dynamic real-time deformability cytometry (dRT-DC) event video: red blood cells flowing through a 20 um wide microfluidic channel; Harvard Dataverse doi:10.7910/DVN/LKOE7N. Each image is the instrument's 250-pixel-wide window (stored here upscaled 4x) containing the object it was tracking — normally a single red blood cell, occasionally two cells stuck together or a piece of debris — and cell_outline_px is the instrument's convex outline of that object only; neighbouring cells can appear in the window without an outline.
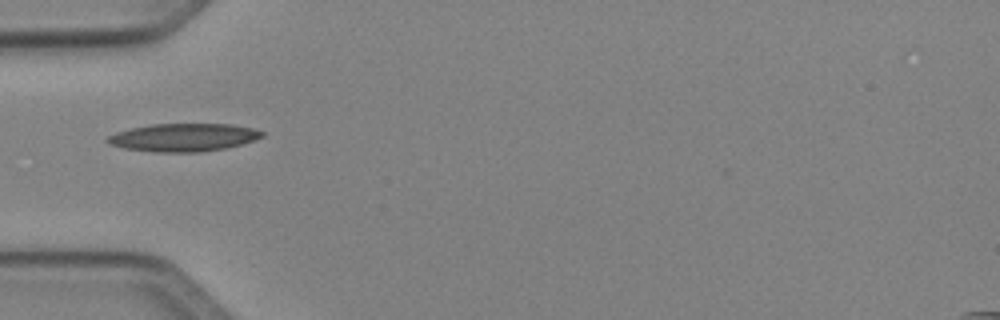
{"species": "Egyptian fruit bat (a non-hibernating species)", "species_latin": "Rousettus aegyptiacus", "temperature_condition": "cold", "stored_images_in_passage": 5, "camera_frame_rate_fps": 3000, "um_per_image_px": 0.085, "animal": {"sex": "female"}, "frame": {"image": 1, "passage_image": 4, "time_ms": 4.333, "image_size_px": [1000, 320], "cell_outline_px": [[264, 136], [240, 144], [224, 148], [196, 152], [152, 152], [124, 148], [108, 144], [104, 140], [108, 136], [116, 132], [148, 124], [232, 124], [252, 128], [264, 132]], "centroid_in_image_um": [15.54, 11.67], "position_along_channel_um": 69.5, "area_um2": 25.09}}
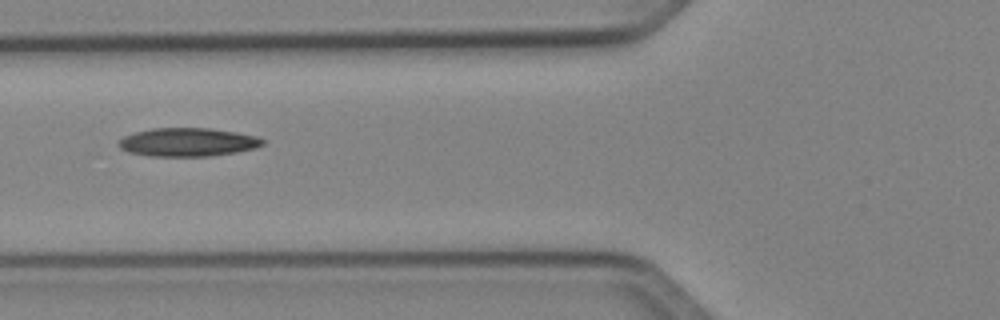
{"frame": {"image": 2, "passage_image": 5, "time_ms": 5.333, "image_size_px": [1000, 320], "cell_outline_px": [[264, 144], [256, 148], [236, 152], [212, 156], [152, 156], [128, 152], [120, 148], [116, 144], [124, 136], [136, 132], [152, 128], [208, 128], [236, 132], [256, 136], [264, 140]], "centroid_in_image_um": [15.96, 12.08], "position_along_channel_um": 109.8, "area_um2": 23.87}}